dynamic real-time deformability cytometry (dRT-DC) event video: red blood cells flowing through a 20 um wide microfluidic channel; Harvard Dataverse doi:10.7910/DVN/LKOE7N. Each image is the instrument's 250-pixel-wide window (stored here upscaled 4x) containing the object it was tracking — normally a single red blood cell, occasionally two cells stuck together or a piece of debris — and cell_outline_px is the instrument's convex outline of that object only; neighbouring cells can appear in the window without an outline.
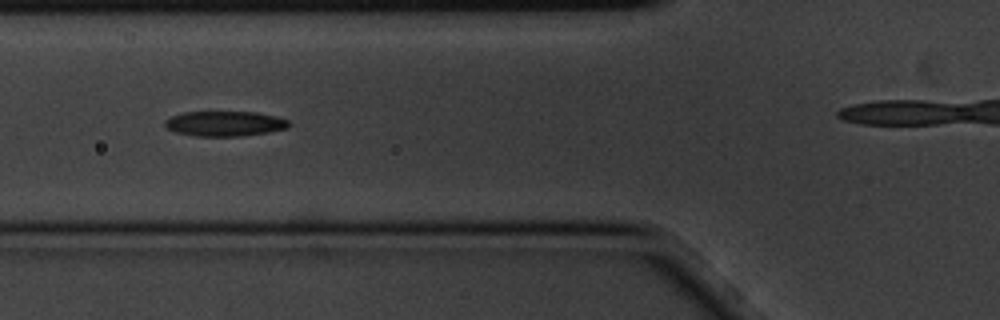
{"species": "common noctule bat (a hibernating species)", "species_latin": "Nyctalus noctula", "temperature_condition": "cold", "stored_images_in_passage": 12, "camera_frame_rate_fps": 3000, "um_per_image_px": 0.085, "animal": {"sex": "male", "body_mass_g": 20.1, "forearm_length_mm": 53.5}, "frame": {"image": 1, "passage_image": 3, "time_ms": 0.667, "image_size_px": [1000, 320], "cell_outline_px": [[292, 124], [288, 128], [268, 132], [240, 136], [196, 136], [176, 132], [168, 128], [164, 124], [164, 120], [172, 116], [184, 112], [256, 112], [276, 116], [288, 120]], "centroid_in_image_um": [19.13, 10.5], "position_along_channel_um": 106.7, "area_um2": 18.09}}
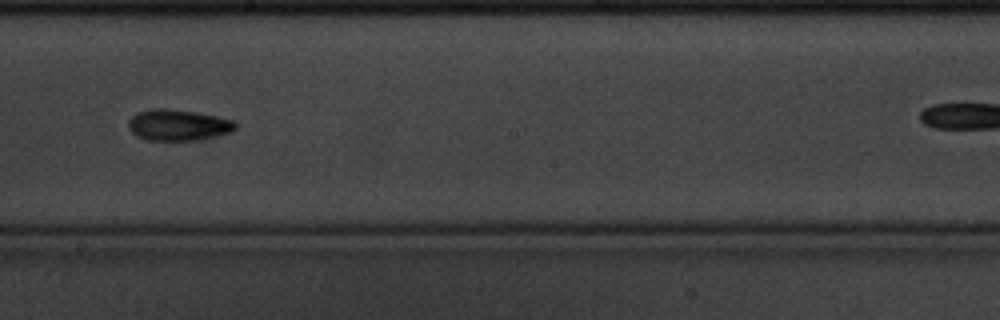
{"frame": {"image": 2, "passage_image": 6, "time_ms": 1.667, "image_size_px": [1000, 320], "cell_outline_px": [[236, 128], [232, 132], [192, 140], [144, 140], [136, 136], [128, 128], [128, 120], [136, 112], [152, 108], [168, 108], [216, 116], [236, 120]], "centroid_in_image_um": [15.09, 10.62], "position_along_channel_um": 233.1, "area_um2": 19.42}}
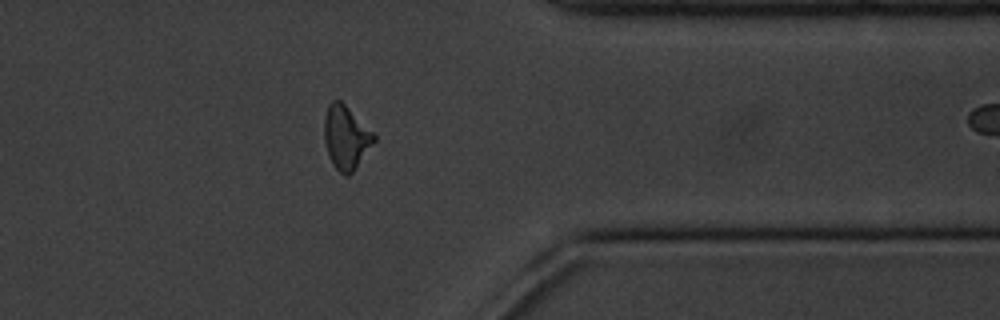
{"frame": {"image": 3, "passage_image": 10, "time_ms": 3.0, "image_size_px": [1000, 320], "cell_outline_px": [[376, 140], [352, 172], [348, 176], [344, 176], [332, 164], [328, 156], [324, 140], [324, 116], [328, 104], [332, 100], [340, 100], [376, 136]], "centroid_in_image_um": [29.37, 11.69], "position_along_channel_um": 382.0, "area_um2": 18.21}}